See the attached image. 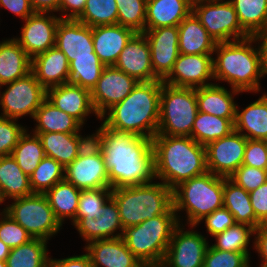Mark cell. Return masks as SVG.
I'll list each match as a JSON object with an SVG mask.
<instances>
[{
	"label": "cell",
	"mask_w": 267,
	"mask_h": 267,
	"mask_svg": "<svg viewBox=\"0 0 267 267\" xmlns=\"http://www.w3.org/2000/svg\"><path fill=\"white\" fill-rule=\"evenodd\" d=\"M224 177L207 172L179 183L172 189L175 212L186 210L190 227L223 207Z\"/></svg>",
	"instance_id": "obj_6"
},
{
	"label": "cell",
	"mask_w": 267,
	"mask_h": 267,
	"mask_svg": "<svg viewBox=\"0 0 267 267\" xmlns=\"http://www.w3.org/2000/svg\"><path fill=\"white\" fill-rule=\"evenodd\" d=\"M1 6L7 8L23 20L34 13L29 0H0Z\"/></svg>",
	"instance_id": "obj_53"
},
{
	"label": "cell",
	"mask_w": 267,
	"mask_h": 267,
	"mask_svg": "<svg viewBox=\"0 0 267 267\" xmlns=\"http://www.w3.org/2000/svg\"><path fill=\"white\" fill-rule=\"evenodd\" d=\"M32 58L13 39L0 43V87L31 72Z\"/></svg>",
	"instance_id": "obj_29"
},
{
	"label": "cell",
	"mask_w": 267,
	"mask_h": 267,
	"mask_svg": "<svg viewBox=\"0 0 267 267\" xmlns=\"http://www.w3.org/2000/svg\"><path fill=\"white\" fill-rule=\"evenodd\" d=\"M204 220L207 231L211 236L225 231L236 223L234 216L225 207L216 209L214 212L208 214Z\"/></svg>",
	"instance_id": "obj_51"
},
{
	"label": "cell",
	"mask_w": 267,
	"mask_h": 267,
	"mask_svg": "<svg viewBox=\"0 0 267 267\" xmlns=\"http://www.w3.org/2000/svg\"><path fill=\"white\" fill-rule=\"evenodd\" d=\"M151 49V64L155 76L164 80L180 55L178 27L165 26L144 31Z\"/></svg>",
	"instance_id": "obj_17"
},
{
	"label": "cell",
	"mask_w": 267,
	"mask_h": 267,
	"mask_svg": "<svg viewBox=\"0 0 267 267\" xmlns=\"http://www.w3.org/2000/svg\"><path fill=\"white\" fill-rule=\"evenodd\" d=\"M178 46L181 54H212L216 41L191 12L178 26Z\"/></svg>",
	"instance_id": "obj_28"
},
{
	"label": "cell",
	"mask_w": 267,
	"mask_h": 267,
	"mask_svg": "<svg viewBox=\"0 0 267 267\" xmlns=\"http://www.w3.org/2000/svg\"><path fill=\"white\" fill-rule=\"evenodd\" d=\"M162 80L139 82L121 102L108 109V128L152 139L158 130ZM148 131V132H146Z\"/></svg>",
	"instance_id": "obj_3"
},
{
	"label": "cell",
	"mask_w": 267,
	"mask_h": 267,
	"mask_svg": "<svg viewBox=\"0 0 267 267\" xmlns=\"http://www.w3.org/2000/svg\"><path fill=\"white\" fill-rule=\"evenodd\" d=\"M139 82H151L159 80L153 71L151 64V49L146 36L136 33L119 54L114 65Z\"/></svg>",
	"instance_id": "obj_19"
},
{
	"label": "cell",
	"mask_w": 267,
	"mask_h": 267,
	"mask_svg": "<svg viewBox=\"0 0 267 267\" xmlns=\"http://www.w3.org/2000/svg\"><path fill=\"white\" fill-rule=\"evenodd\" d=\"M45 14L34 12L27 17L22 27L21 38H15L31 58L55 46L56 29L61 17Z\"/></svg>",
	"instance_id": "obj_18"
},
{
	"label": "cell",
	"mask_w": 267,
	"mask_h": 267,
	"mask_svg": "<svg viewBox=\"0 0 267 267\" xmlns=\"http://www.w3.org/2000/svg\"><path fill=\"white\" fill-rule=\"evenodd\" d=\"M55 46L67 57L92 56L94 52L92 27L74 19H61L56 29Z\"/></svg>",
	"instance_id": "obj_20"
},
{
	"label": "cell",
	"mask_w": 267,
	"mask_h": 267,
	"mask_svg": "<svg viewBox=\"0 0 267 267\" xmlns=\"http://www.w3.org/2000/svg\"><path fill=\"white\" fill-rule=\"evenodd\" d=\"M252 42H256L253 36L216 43L213 78L230 83L232 94L260 91L259 79L264 75L259 48H253Z\"/></svg>",
	"instance_id": "obj_4"
},
{
	"label": "cell",
	"mask_w": 267,
	"mask_h": 267,
	"mask_svg": "<svg viewBox=\"0 0 267 267\" xmlns=\"http://www.w3.org/2000/svg\"><path fill=\"white\" fill-rule=\"evenodd\" d=\"M47 241L33 238L29 242L11 249L7 267H48Z\"/></svg>",
	"instance_id": "obj_39"
},
{
	"label": "cell",
	"mask_w": 267,
	"mask_h": 267,
	"mask_svg": "<svg viewBox=\"0 0 267 267\" xmlns=\"http://www.w3.org/2000/svg\"><path fill=\"white\" fill-rule=\"evenodd\" d=\"M65 168L53 158L45 156L29 176L33 193L45 194L55 184L65 180Z\"/></svg>",
	"instance_id": "obj_41"
},
{
	"label": "cell",
	"mask_w": 267,
	"mask_h": 267,
	"mask_svg": "<svg viewBox=\"0 0 267 267\" xmlns=\"http://www.w3.org/2000/svg\"><path fill=\"white\" fill-rule=\"evenodd\" d=\"M193 0H147L145 31L178 26L191 12Z\"/></svg>",
	"instance_id": "obj_27"
},
{
	"label": "cell",
	"mask_w": 267,
	"mask_h": 267,
	"mask_svg": "<svg viewBox=\"0 0 267 267\" xmlns=\"http://www.w3.org/2000/svg\"><path fill=\"white\" fill-rule=\"evenodd\" d=\"M242 165L267 169V146L265 140L247 139Z\"/></svg>",
	"instance_id": "obj_50"
},
{
	"label": "cell",
	"mask_w": 267,
	"mask_h": 267,
	"mask_svg": "<svg viewBox=\"0 0 267 267\" xmlns=\"http://www.w3.org/2000/svg\"><path fill=\"white\" fill-rule=\"evenodd\" d=\"M198 111L226 119L236 118L238 106L231 92L224 87L211 84L196 88Z\"/></svg>",
	"instance_id": "obj_30"
},
{
	"label": "cell",
	"mask_w": 267,
	"mask_h": 267,
	"mask_svg": "<svg viewBox=\"0 0 267 267\" xmlns=\"http://www.w3.org/2000/svg\"><path fill=\"white\" fill-rule=\"evenodd\" d=\"M85 250L93 267H144L121 237L89 242Z\"/></svg>",
	"instance_id": "obj_22"
},
{
	"label": "cell",
	"mask_w": 267,
	"mask_h": 267,
	"mask_svg": "<svg viewBox=\"0 0 267 267\" xmlns=\"http://www.w3.org/2000/svg\"><path fill=\"white\" fill-rule=\"evenodd\" d=\"M241 27L250 35L267 31V0H230Z\"/></svg>",
	"instance_id": "obj_37"
},
{
	"label": "cell",
	"mask_w": 267,
	"mask_h": 267,
	"mask_svg": "<svg viewBox=\"0 0 267 267\" xmlns=\"http://www.w3.org/2000/svg\"><path fill=\"white\" fill-rule=\"evenodd\" d=\"M249 253L229 252L208 247L203 267H250Z\"/></svg>",
	"instance_id": "obj_46"
},
{
	"label": "cell",
	"mask_w": 267,
	"mask_h": 267,
	"mask_svg": "<svg viewBox=\"0 0 267 267\" xmlns=\"http://www.w3.org/2000/svg\"><path fill=\"white\" fill-rule=\"evenodd\" d=\"M197 113L196 88L174 87L162 82L156 135L191 137Z\"/></svg>",
	"instance_id": "obj_8"
},
{
	"label": "cell",
	"mask_w": 267,
	"mask_h": 267,
	"mask_svg": "<svg viewBox=\"0 0 267 267\" xmlns=\"http://www.w3.org/2000/svg\"><path fill=\"white\" fill-rule=\"evenodd\" d=\"M15 121L17 120L0 116V157L11 155L20 137L26 131L25 127Z\"/></svg>",
	"instance_id": "obj_49"
},
{
	"label": "cell",
	"mask_w": 267,
	"mask_h": 267,
	"mask_svg": "<svg viewBox=\"0 0 267 267\" xmlns=\"http://www.w3.org/2000/svg\"><path fill=\"white\" fill-rule=\"evenodd\" d=\"M75 227L88 243L96 240L122 237L124 229L120 220L118 205L112 197L102 207L100 217L80 219L75 224ZM118 229H120L121 233L113 235Z\"/></svg>",
	"instance_id": "obj_25"
},
{
	"label": "cell",
	"mask_w": 267,
	"mask_h": 267,
	"mask_svg": "<svg viewBox=\"0 0 267 267\" xmlns=\"http://www.w3.org/2000/svg\"><path fill=\"white\" fill-rule=\"evenodd\" d=\"M87 0H61L59 11L66 12L67 10L70 13L64 14V17L61 19H74L76 20L84 11Z\"/></svg>",
	"instance_id": "obj_55"
},
{
	"label": "cell",
	"mask_w": 267,
	"mask_h": 267,
	"mask_svg": "<svg viewBox=\"0 0 267 267\" xmlns=\"http://www.w3.org/2000/svg\"><path fill=\"white\" fill-rule=\"evenodd\" d=\"M80 193V189L66 180L55 184L45 193L54 215L61 225L66 217L75 220Z\"/></svg>",
	"instance_id": "obj_35"
},
{
	"label": "cell",
	"mask_w": 267,
	"mask_h": 267,
	"mask_svg": "<svg viewBox=\"0 0 267 267\" xmlns=\"http://www.w3.org/2000/svg\"><path fill=\"white\" fill-rule=\"evenodd\" d=\"M31 71L47 90L68 83L69 62L66 55L54 46L32 58Z\"/></svg>",
	"instance_id": "obj_24"
},
{
	"label": "cell",
	"mask_w": 267,
	"mask_h": 267,
	"mask_svg": "<svg viewBox=\"0 0 267 267\" xmlns=\"http://www.w3.org/2000/svg\"><path fill=\"white\" fill-rule=\"evenodd\" d=\"M234 130L250 140H267V95L263 94L242 112L236 109ZM246 130L247 134L243 131Z\"/></svg>",
	"instance_id": "obj_31"
},
{
	"label": "cell",
	"mask_w": 267,
	"mask_h": 267,
	"mask_svg": "<svg viewBox=\"0 0 267 267\" xmlns=\"http://www.w3.org/2000/svg\"><path fill=\"white\" fill-rule=\"evenodd\" d=\"M255 236L254 247L263 258L261 267H267V226L261 224L254 232Z\"/></svg>",
	"instance_id": "obj_56"
},
{
	"label": "cell",
	"mask_w": 267,
	"mask_h": 267,
	"mask_svg": "<svg viewBox=\"0 0 267 267\" xmlns=\"http://www.w3.org/2000/svg\"><path fill=\"white\" fill-rule=\"evenodd\" d=\"M0 185L5 198H22L33 194L30 178L11 155L0 157Z\"/></svg>",
	"instance_id": "obj_34"
},
{
	"label": "cell",
	"mask_w": 267,
	"mask_h": 267,
	"mask_svg": "<svg viewBox=\"0 0 267 267\" xmlns=\"http://www.w3.org/2000/svg\"><path fill=\"white\" fill-rule=\"evenodd\" d=\"M254 232L255 229L247 224L235 223L225 231L213 236L217 243L212 246L221 251L249 253L247 248L250 236Z\"/></svg>",
	"instance_id": "obj_43"
},
{
	"label": "cell",
	"mask_w": 267,
	"mask_h": 267,
	"mask_svg": "<svg viewBox=\"0 0 267 267\" xmlns=\"http://www.w3.org/2000/svg\"><path fill=\"white\" fill-rule=\"evenodd\" d=\"M11 156L15 159L22 171L30 176L41 160L45 157L42 142L37 134L25 131L14 147Z\"/></svg>",
	"instance_id": "obj_40"
},
{
	"label": "cell",
	"mask_w": 267,
	"mask_h": 267,
	"mask_svg": "<svg viewBox=\"0 0 267 267\" xmlns=\"http://www.w3.org/2000/svg\"><path fill=\"white\" fill-rule=\"evenodd\" d=\"M92 140L102 152L112 189L146 184L155 178L152 139L102 123Z\"/></svg>",
	"instance_id": "obj_1"
},
{
	"label": "cell",
	"mask_w": 267,
	"mask_h": 267,
	"mask_svg": "<svg viewBox=\"0 0 267 267\" xmlns=\"http://www.w3.org/2000/svg\"><path fill=\"white\" fill-rule=\"evenodd\" d=\"M223 207L233 216L236 223L247 224L255 230L262 224L253 211L249 192L224 177Z\"/></svg>",
	"instance_id": "obj_33"
},
{
	"label": "cell",
	"mask_w": 267,
	"mask_h": 267,
	"mask_svg": "<svg viewBox=\"0 0 267 267\" xmlns=\"http://www.w3.org/2000/svg\"><path fill=\"white\" fill-rule=\"evenodd\" d=\"M249 196L255 217L264 224L267 221V181L249 192Z\"/></svg>",
	"instance_id": "obj_52"
},
{
	"label": "cell",
	"mask_w": 267,
	"mask_h": 267,
	"mask_svg": "<svg viewBox=\"0 0 267 267\" xmlns=\"http://www.w3.org/2000/svg\"><path fill=\"white\" fill-rule=\"evenodd\" d=\"M46 99L56 108L75 118L81 125L92 111L91 91L73 83H64L46 90Z\"/></svg>",
	"instance_id": "obj_21"
},
{
	"label": "cell",
	"mask_w": 267,
	"mask_h": 267,
	"mask_svg": "<svg viewBox=\"0 0 267 267\" xmlns=\"http://www.w3.org/2000/svg\"><path fill=\"white\" fill-rule=\"evenodd\" d=\"M235 119H226L198 111L191 137L203 146L229 135L234 130Z\"/></svg>",
	"instance_id": "obj_36"
},
{
	"label": "cell",
	"mask_w": 267,
	"mask_h": 267,
	"mask_svg": "<svg viewBox=\"0 0 267 267\" xmlns=\"http://www.w3.org/2000/svg\"><path fill=\"white\" fill-rule=\"evenodd\" d=\"M4 209L14 221L20 224L32 238L49 240L62 226L54 215L45 194L33 193L13 199Z\"/></svg>",
	"instance_id": "obj_9"
},
{
	"label": "cell",
	"mask_w": 267,
	"mask_h": 267,
	"mask_svg": "<svg viewBox=\"0 0 267 267\" xmlns=\"http://www.w3.org/2000/svg\"><path fill=\"white\" fill-rule=\"evenodd\" d=\"M228 178L246 192H251L267 181V169L241 165Z\"/></svg>",
	"instance_id": "obj_48"
},
{
	"label": "cell",
	"mask_w": 267,
	"mask_h": 267,
	"mask_svg": "<svg viewBox=\"0 0 267 267\" xmlns=\"http://www.w3.org/2000/svg\"><path fill=\"white\" fill-rule=\"evenodd\" d=\"M123 228L138 225L158 215H177L172 189L162 183H146L112 189Z\"/></svg>",
	"instance_id": "obj_5"
},
{
	"label": "cell",
	"mask_w": 267,
	"mask_h": 267,
	"mask_svg": "<svg viewBox=\"0 0 267 267\" xmlns=\"http://www.w3.org/2000/svg\"><path fill=\"white\" fill-rule=\"evenodd\" d=\"M152 150L155 177L171 189L208 172L206 147L192 137L155 135Z\"/></svg>",
	"instance_id": "obj_2"
},
{
	"label": "cell",
	"mask_w": 267,
	"mask_h": 267,
	"mask_svg": "<svg viewBox=\"0 0 267 267\" xmlns=\"http://www.w3.org/2000/svg\"><path fill=\"white\" fill-rule=\"evenodd\" d=\"M42 142L44 154L59 162L64 168L71 164L92 140V135L82 137L68 133H34Z\"/></svg>",
	"instance_id": "obj_26"
},
{
	"label": "cell",
	"mask_w": 267,
	"mask_h": 267,
	"mask_svg": "<svg viewBox=\"0 0 267 267\" xmlns=\"http://www.w3.org/2000/svg\"><path fill=\"white\" fill-rule=\"evenodd\" d=\"M11 248H9L3 241L0 240V261H6Z\"/></svg>",
	"instance_id": "obj_59"
},
{
	"label": "cell",
	"mask_w": 267,
	"mask_h": 267,
	"mask_svg": "<svg viewBox=\"0 0 267 267\" xmlns=\"http://www.w3.org/2000/svg\"><path fill=\"white\" fill-rule=\"evenodd\" d=\"M48 267H93L88 254L65 259H49Z\"/></svg>",
	"instance_id": "obj_54"
},
{
	"label": "cell",
	"mask_w": 267,
	"mask_h": 267,
	"mask_svg": "<svg viewBox=\"0 0 267 267\" xmlns=\"http://www.w3.org/2000/svg\"><path fill=\"white\" fill-rule=\"evenodd\" d=\"M5 85L9 86L0 96V105L3 109L1 117L17 120L30 114L33 118L46 99V89L36 80L32 71Z\"/></svg>",
	"instance_id": "obj_11"
},
{
	"label": "cell",
	"mask_w": 267,
	"mask_h": 267,
	"mask_svg": "<svg viewBox=\"0 0 267 267\" xmlns=\"http://www.w3.org/2000/svg\"><path fill=\"white\" fill-rule=\"evenodd\" d=\"M3 201H5V196H4L2 187H1V185H0V204H1Z\"/></svg>",
	"instance_id": "obj_60"
},
{
	"label": "cell",
	"mask_w": 267,
	"mask_h": 267,
	"mask_svg": "<svg viewBox=\"0 0 267 267\" xmlns=\"http://www.w3.org/2000/svg\"><path fill=\"white\" fill-rule=\"evenodd\" d=\"M65 180L80 190L111 188L100 148L91 140L65 168Z\"/></svg>",
	"instance_id": "obj_12"
},
{
	"label": "cell",
	"mask_w": 267,
	"mask_h": 267,
	"mask_svg": "<svg viewBox=\"0 0 267 267\" xmlns=\"http://www.w3.org/2000/svg\"><path fill=\"white\" fill-rule=\"evenodd\" d=\"M212 54H181L175 61L169 75L162 81L174 87L199 88L213 78ZM175 76V77H174Z\"/></svg>",
	"instance_id": "obj_16"
},
{
	"label": "cell",
	"mask_w": 267,
	"mask_h": 267,
	"mask_svg": "<svg viewBox=\"0 0 267 267\" xmlns=\"http://www.w3.org/2000/svg\"><path fill=\"white\" fill-rule=\"evenodd\" d=\"M192 12L217 43L229 42L230 38L236 41L250 37L241 27L230 0H193Z\"/></svg>",
	"instance_id": "obj_10"
},
{
	"label": "cell",
	"mask_w": 267,
	"mask_h": 267,
	"mask_svg": "<svg viewBox=\"0 0 267 267\" xmlns=\"http://www.w3.org/2000/svg\"><path fill=\"white\" fill-rule=\"evenodd\" d=\"M247 138L233 130L229 135L209 143L206 147L208 172L228 178L242 164Z\"/></svg>",
	"instance_id": "obj_15"
},
{
	"label": "cell",
	"mask_w": 267,
	"mask_h": 267,
	"mask_svg": "<svg viewBox=\"0 0 267 267\" xmlns=\"http://www.w3.org/2000/svg\"><path fill=\"white\" fill-rule=\"evenodd\" d=\"M105 67L95 52L92 56L72 57L69 63L68 83L92 91Z\"/></svg>",
	"instance_id": "obj_38"
},
{
	"label": "cell",
	"mask_w": 267,
	"mask_h": 267,
	"mask_svg": "<svg viewBox=\"0 0 267 267\" xmlns=\"http://www.w3.org/2000/svg\"><path fill=\"white\" fill-rule=\"evenodd\" d=\"M178 219L176 215H158L124 228L121 238L144 266L161 265L173 231L180 224Z\"/></svg>",
	"instance_id": "obj_7"
},
{
	"label": "cell",
	"mask_w": 267,
	"mask_h": 267,
	"mask_svg": "<svg viewBox=\"0 0 267 267\" xmlns=\"http://www.w3.org/2000/svg\"><path fill=\"white\" fill-rule=\"evenodd\" d=\"M34 12H55L59 11L61 0H29Z\"/></svg>",
	"instance_id": "obj_57"
},
{
	"label": "cell",
	"mask_w": 267,
	"mask_h": 267,
	"mask_svg": "<svg viewBox=\"0 0 267 267\" xmlns=\"http://www.w3.org/2000/svg\"><path fill=\"white\" fill-rule=\"evenodd\" d=\"M0 267H7L6 261H0Z\"/></svg>",
	"instance_id": "obj_61"
},
{
	"label": "cell",
	"mask_w": 267,
	"mask_h": 267,
	"mask_svg": "<svg viewBox=\"0 0 267 267\" xmlns=\"http://www.w3.org/2000/svg\"><path fill=\"white\" fill-rule=\"evenodd\" d=\"M209 245L201 234L184 231L180 224L174 229L161 263L162 267H203Z\"/></svg>",
	"instance_id": "obj_14"
},
{
	"label": "cell",
	"mask_w": 267,
	"mask_h": 267,
	"mask_svg": "<svg viewBox=\"0 0 267 267\" xmlns=\"http://www.w3.org/2000/svg\"><path fill=\"white\" fill-rule=\"evenodd\" d=\"M139 81L114 66H106L91 91V100L97 117L104 119L105 113L114 104L124 100Z\"/></svg>",
	"instance_id": "obj_13"
},
{
	"label": "cell",
	"mask_w": 267,
	"mask_h": 267,
	"mask_svg": "<svg viewBox=\"0 0 267 267\" xmlns=\"http://www.w3.org/2000/svg\"><path fill=\"white\" fill-rule=\"evenodd\" d=\"M38 124L34 133L79 134L82 125L72 116L56 108L45 99L33 117Z\"/></svg>",
	"instance_id": "obj_32"
},
{
	"label": "cell",
	"mask_w": 267,
	"mask_h": 267,
	"mask_svg": "<svg viewBox=\"0 0 267 267\" xmlns=\"http://www.w3.org/2000/svg\"><path fill=\"white\" fill-rule=\"evenodd\" d=\"M118 10L115 0H87L77 21L90 27L117 24Z\"/></svg>",
	"instance_id": "obj_42"
},
{
	"label": "cell",
	"mask_w": 267,
	"mask_h": 267,
	"mask_svg": "<svg viewBox=\"0 0 267 267\" xmlns=\"http://www.w3.org/2000/svg\"><path fill=\"white\" fill-rule=\"evenodd\" d=\"M135 34L133 29L119 24L92 27L94 52L105 66H114Z\"/></svg>",
	"instance_id": "obj_23"
},
{
	"label": "cell",
	"mask_w": 267,
	"mask_h": 267,
	"mask_svg": "<svg viewBox=\"0 0 267 267\" xmlns=\"http://www.w3.org/2000/svg\"><path fill=\"white\" fill-rule=\"evenodd\" d=\"M0 220V240L9 248L13 249L17 246L29 242L32 236L16 221H14L7 213L3 211Z\"/></svg>",
	"instance_id": "obj_47"
},
{
	"label": "cell",
	"mask_w": 267,
	"mask_h": 267,
	"mask_svg": "<svg viewBox=\"0 0 267 267\" xmlns=\"http://www.w3.org/2000/svg\"><path fill=\"white\" fill-rule=\"evenodd\" d=\"M256 41H262L261 45L258 47L260 51L262 72L263 75L267 74V31L257 33L253 36Z\"/></svg>",
	"instance_id": "obj_58"
},
{
	"label": "cell",
	"mask_w": 267,
	"mask_h": 267,
	"mask_svg": "<svg viewBox=\"0 0 267 267\" xmlns=\"http://www.w3.org/2000/svg\"><path fill=\"white\" fill-rule=\"evenodd\" d=\"M112 197V188H98L81 190L75 225L80 219H93L101 216L102 207ZM107 200V201H106Z\"/></svg>",
	"instance_id": "obj_44"
},
{
	"label": "cell",
	"mask_w": 267,
	"mask_h": 267,
	"mask_svg": "<svg viewBox=\"0 0 267 267\" xmlns=\"http://www.w3.org/2000/svg\"><path fill=\"white\" fill-rule=\"evenodd\" d=\"M118 10L117 24L133 29L136 33L145 31L147 0H115Z\"/></svg>",
	"instance_id": "obj_45"
},
{
	"label": "cell",
	"mask_w": 267,
	"mask_h": 267,
	"mask_svg": "<svg viewBox=\"0 0 267 267\" xmlns=\"http://www.w3.org/2000/svg\"><path fill=\"white\" fill-rule=\"evenodd\" d=\"M144 267H162V265H146Z\"/></svg>",
	"instance_id": "obj_62"
}]
</instances>
